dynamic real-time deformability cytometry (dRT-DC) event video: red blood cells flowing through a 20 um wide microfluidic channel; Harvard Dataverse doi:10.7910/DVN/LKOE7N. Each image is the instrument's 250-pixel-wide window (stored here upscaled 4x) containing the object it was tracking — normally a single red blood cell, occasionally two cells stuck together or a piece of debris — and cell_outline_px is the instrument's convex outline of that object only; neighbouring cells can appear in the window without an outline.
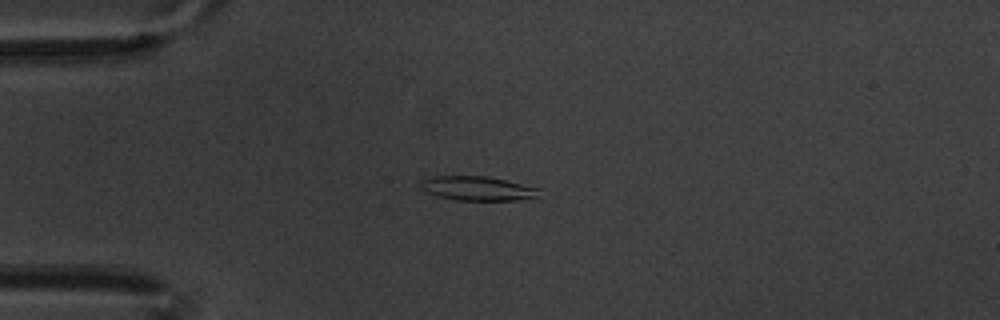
{"species": "common noctule bat (a hibernating species)", "species_latin": "Nyctalus noctula", "temperature_condition": "warm", "stored_images_in_passage": 44, "camera_frame_rate_fps": 3000, "um_per_image_px": 0.085, "animal": {"sex": "male", "body_mass_g": 20.1, "forearm_length_mm": 53.5}, "frame": {"image": 1, "passage_image": 8, "time_ms": 2.333, "image_size_px": [1000, 320], "cell_outline_px": [[544, 188], [540, 200], [456, 200], [424, 192], [420, 188], [420, 184], [424, 180], [432, 176], [488, 176]], "centroid_in_image_um": [40.79, 16.03], "position_along_channel_um": 44.2, "area_um2": 17.4}}
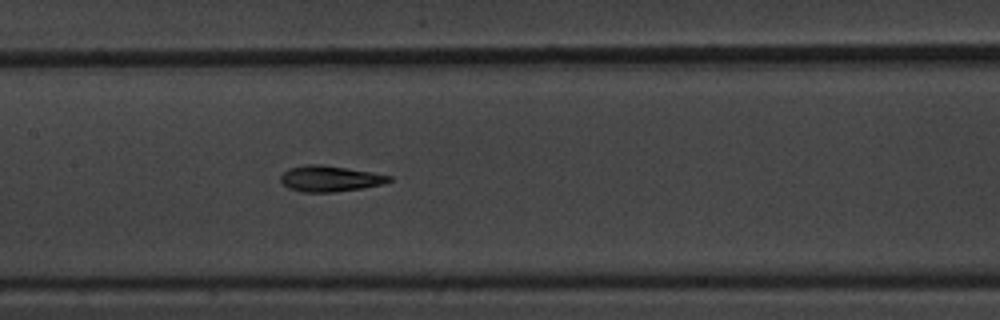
{"frame": {"image": 2, "passage_image": 22, "time_ms": 7.0, "image_size_px": [1000, 320], "cell_outline_px": [[392, 180], [380, 184], [360, 188], [332, 192], [304, 192], [288, 188], [280, 180], [280, 176], [288, 168], [304, 164], [320, 164], [392, 176]], "centroid_in_image_um": [27.97, 15.18], "position_along_channel_um": 179.4, "area_um2": 16.01}}
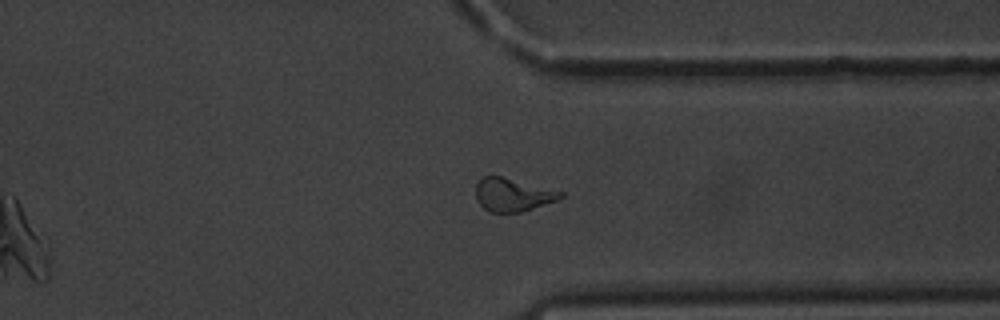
{"frame": {"image": 3, "passage_image": 39, "time_ms": 12.667, "image_size_px": [1000, 320], "cell_outline_px": [[564, 196], [556, 200], [520, 212], [488, 212], [476, 200], [476, 184], [480, 176], [500, 176], [564, 192]], "centroid_in_image_um": [43.53, 16.55], "position_along_channel_um": 367.9, "area_um2": 16.18}, "authors_computed_cell_mechanics": {"area_um2": 16.2418, "velocity_mm_per_s": 3.3441, "shape_relaxation_time_tau1_ms": 4.81, "shape_relaxation_time_tau2_ms": 1.3032, "deformation_change_tau1": 0.172, "deformation_change_tau2": 0.0884}}